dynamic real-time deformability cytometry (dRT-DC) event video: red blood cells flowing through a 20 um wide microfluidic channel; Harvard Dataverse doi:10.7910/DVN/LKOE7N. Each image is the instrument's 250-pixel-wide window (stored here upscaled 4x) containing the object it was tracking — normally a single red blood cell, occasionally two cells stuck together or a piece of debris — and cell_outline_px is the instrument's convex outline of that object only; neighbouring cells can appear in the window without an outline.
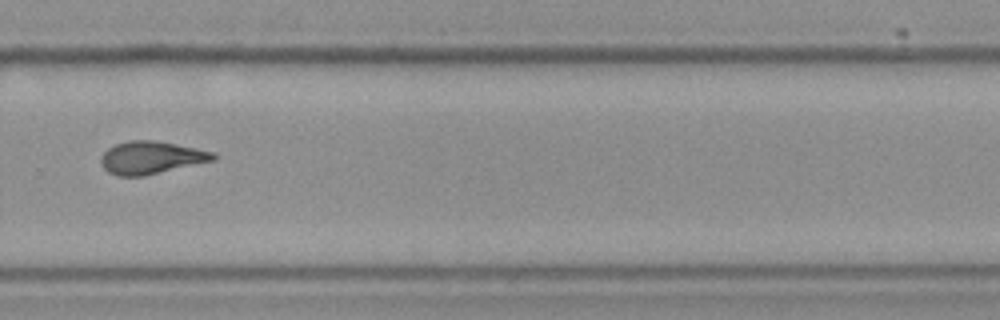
{"species": "Egyptian fruit bat (a non-hibernating species)", "species_latin": "Rousettus aegyptiacus", "temperature_condition": "cold", "stored_images_in_passage": 11, "camera_frame_rate_fps": 3000, "um_per_image_px": 0.085, "frame": {"image": 1, "passage_image": 7, "time_ms": 2.0, "image_size_px": [1000, 320], "cell_outline_px": [[216, 160], [144, 176], [120, 176], [108, 172], [100, 164], [100, 160], [104, 152], [108, 148], [116, 144], [128, 140], [156, 140], [216, 152]], "centroid_in_image_um": [12.86, 13.39], "position_along_channel_um": 316.9, "area_um2": 21.5}}
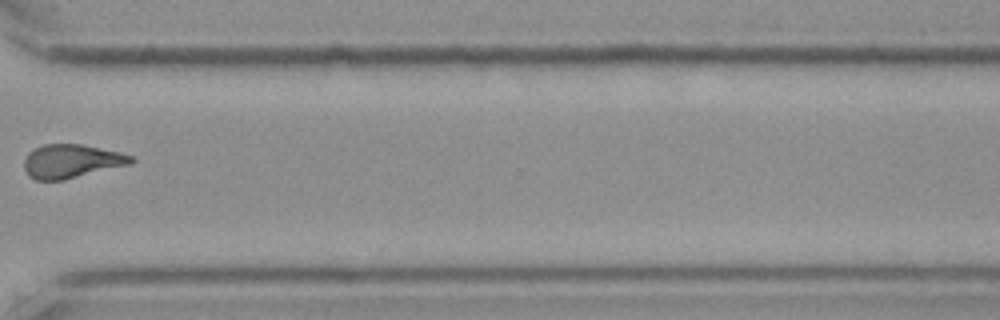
{"frame": {"image": 2, "passage_image": 8, "time_ms": 2.333, "image_size_px": [1000, 320], "cell_outline_px": [[136, 160], [128, 164], [64, 180], [36, 180], [28, 176], [24, 168], [24, 160], [28, 152], [44, 144], [80, 144], [120, 152], [132, 156]], "centroid_in_image_um": [6.04, 13.7], "position_along_channel_um": 364.6, "area_um2": 20.81}}